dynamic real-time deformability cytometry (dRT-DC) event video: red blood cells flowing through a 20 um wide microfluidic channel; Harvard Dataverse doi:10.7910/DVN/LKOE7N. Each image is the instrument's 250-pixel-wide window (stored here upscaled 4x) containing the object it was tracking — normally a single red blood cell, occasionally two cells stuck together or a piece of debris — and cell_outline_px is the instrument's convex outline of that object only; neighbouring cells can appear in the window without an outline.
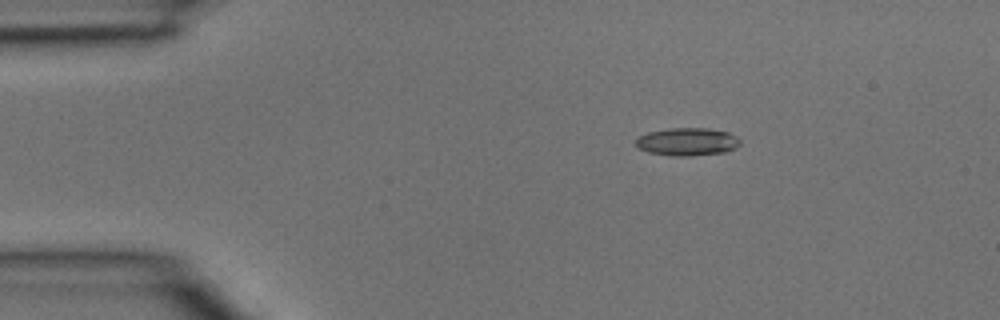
{"species": "common noctule bat (a hibernating species)", "species_latin": "Nyctalus noctula", "temperature_condition": "room temperature", "stored_images_in_passage": 3, "camera_frame_rate_fps": 3000, "um_per_image_px": 0.085, "animal": {"sex": "male", "body_mass_g": 15.6}, "frame": {"image": 1, "passage_image": 2, "time_ms": 0.333, "image_size_px": [1000, 320], "cell_outline_px": [[740, 144], [736, 148], [728, 152], [692, 156], [672, 156], [648, 152], [636, 148], [636, 140], [640, 136], [648, 132], [668, 128], [708, 128], [728, 132], [736, 136], [740, 140]], "centroid_in_image_um": [58.43, 12.06], "position_along_channel_um": 26.6, "area_um2": 17.17}}